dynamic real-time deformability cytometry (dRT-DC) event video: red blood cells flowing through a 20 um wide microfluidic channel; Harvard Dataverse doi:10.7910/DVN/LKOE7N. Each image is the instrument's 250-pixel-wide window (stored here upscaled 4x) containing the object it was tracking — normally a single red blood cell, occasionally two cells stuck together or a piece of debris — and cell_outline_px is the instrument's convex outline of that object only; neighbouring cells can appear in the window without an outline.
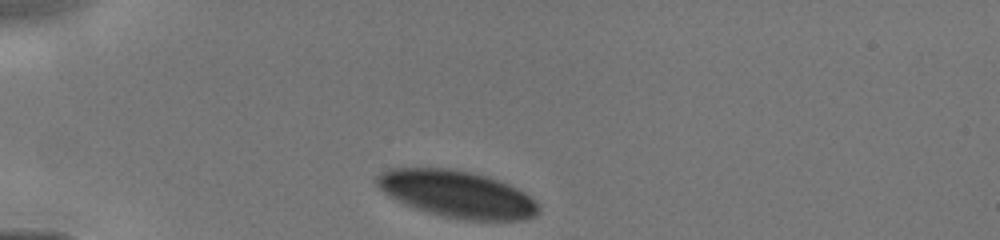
{"species": "human", "species_latin": "Homo sapiens", "temperature_condition": "cold", "stored_images_in_passage": 4, "camera_frame_rate_fps": 3000, "um_per_image_px": 0.085, "donor": {"sex": "male"}, "frame": {"image": 1, "passage_image": 1, "time_ms": 0.0, "image_size_px": [1000, 240], "cell_outline_px": [[540, 212], [536, 216], [524, 220], [460, 220], [428, 212], [404, 204], [388, 196], [376, 184], [376, 176], [392, 168], [452, 168], [472, 172], [508, 184], [524, 192], [540, 204]], "centroid_in_image_um": [38.88, 16.51], "position_along_channel_um": 46.1, "area_um2": 44.22}}
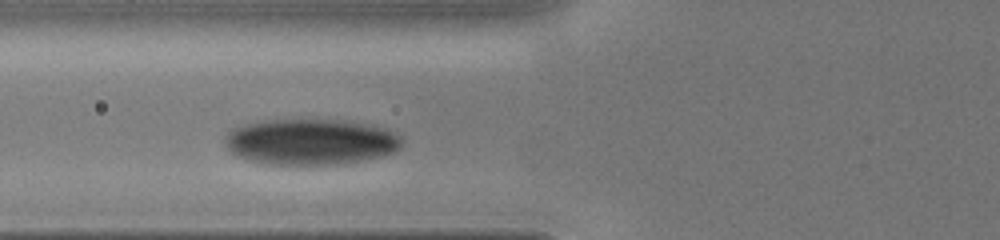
{"frame": {"image": 2, "passage_image": 4, "time_ms": 2.0, "image_size_px": [1000, 240], "cell_outline_px": [[400, 148], [396, 152], [384, 156], [344, 164], [264, 164], [248, 160], [232, 152], [228, 148], [224, 136], [232, 128], [248, 124], [268, 120], [344, 120], [364, 124], [380, 128], [392, 132], [400, 136]], "centroid_in_image_um": [26.41, 12.07], "position_along_channel_um": 99.4, "area_um2": 46.99}}